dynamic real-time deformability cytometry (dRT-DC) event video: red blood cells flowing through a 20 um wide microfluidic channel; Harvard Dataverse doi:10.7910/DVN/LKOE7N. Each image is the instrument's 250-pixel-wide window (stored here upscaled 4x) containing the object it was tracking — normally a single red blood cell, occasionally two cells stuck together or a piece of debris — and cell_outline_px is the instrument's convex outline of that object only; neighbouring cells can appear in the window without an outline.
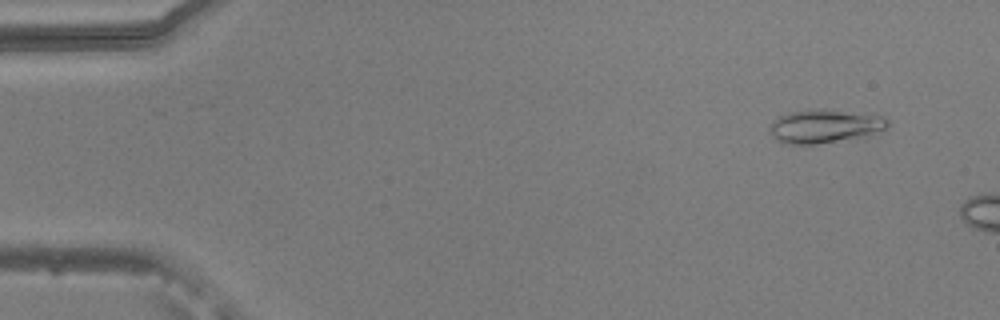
{"species": "common noctule bat (a hibernating species)", "species_latin": "Nyctalus noctula", "temperature_condition": "warm", "stored_images_in_passage": 8, "camera_frame_rate_fps": 3000, "um_per_image_px": 0.085, "animal": {"sex": "male", "body_mass_g": 20.5, "forearm_length_mm": 52.5}, "frame": {"image": 1, "passage_image": 4, "time_ms": 1.0, "image_size_px": [1000, 320], "cell_outline_px": [[888, 128], [864, 136], [816, 144], [792, 144], [776, 140], [772, 136], [768, 128], [780, 116], [788, 112], [808, 108], [832, 108], [884, 116], [888, 120]], "centroid_in_image_um": [70.11, 10.69], "position_along_channel_um": 14.9, "area_um2": 23.35}}